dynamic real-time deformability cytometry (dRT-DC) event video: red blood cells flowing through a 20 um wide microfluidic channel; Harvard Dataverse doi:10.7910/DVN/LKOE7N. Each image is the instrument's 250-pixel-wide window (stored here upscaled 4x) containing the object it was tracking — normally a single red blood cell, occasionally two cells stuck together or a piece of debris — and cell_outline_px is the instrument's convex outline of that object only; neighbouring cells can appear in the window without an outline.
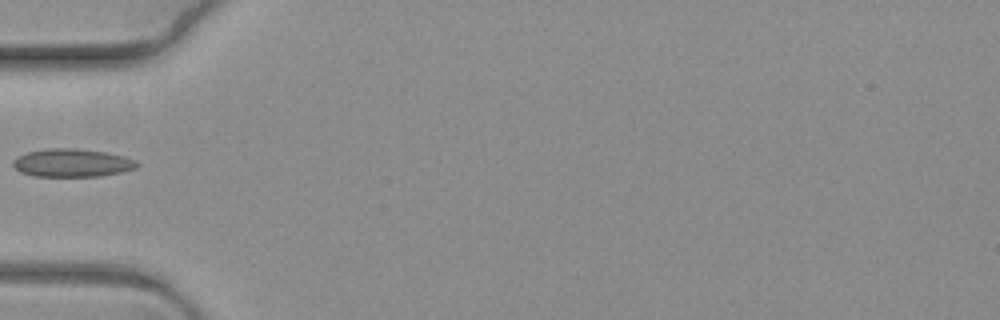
{"species": "common noctule bat (a hibernating species)", "species_latin": "Nyctalus noctula", "temperature_condition": "warm", "stored_images_in_passage": 5, "camera_frame_rate_fps": 3000, "um_per_image_px": 0.085, "animal": {"sex": "female", "body_mass_g": 19.3, "forearm_length_mm": 54.1}, "frame": {"image": 1, "passage_image": 5, "time_ms": 1.333, "image_size_px": [1000, 320], "cell_outline_px": [[140, 164], [136, 168], [120, 172], [96, 176], [32, 176], [20, 172], [12, 164], [12, 160], [16, 156], [28, 152], [48, 148], [76, 148], [104, 152], [124, 156], [136, 160]], "centroid_in_image_um": [6.1, 13.84], "position_along_channel_um": 78.9, "area_um2": 20.29}}